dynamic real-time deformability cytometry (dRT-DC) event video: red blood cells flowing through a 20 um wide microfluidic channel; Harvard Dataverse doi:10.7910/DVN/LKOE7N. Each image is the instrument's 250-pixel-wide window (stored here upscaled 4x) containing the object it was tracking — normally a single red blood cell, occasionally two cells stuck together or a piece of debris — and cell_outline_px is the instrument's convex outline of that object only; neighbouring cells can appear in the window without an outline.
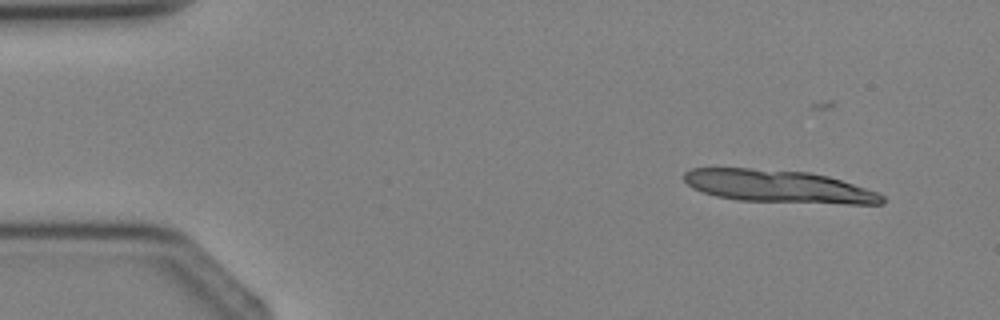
{"species": "Egyptian fruit bat (a non-hibernating species)", "species_latin": "Rousettus aegyptiacus", "temperature_condition": "cold", "stored_images_in_passage": 3, "segment_of_instrument_passage": [2, 2], "camera_frame_rate_fps": 3000, "um_per_image_px": 0.085, "animal": {"sex": "female"}, "frame": {"image": 1, "passage_image": 3, "time_ms": 2.333, "image_size_px": [1000, 320], "cell_outline_px": [[884, 204], [844, 204], [740, 200], [716, 196], [692, 188], [684, 180], [684, 172], [692, 168], [748, 168], [808, 172], [828, 176], [876, 192], [884, 196]], "centroid_in_image_um": [66.16, 15.84], "position_along_channel_um": 18.8, "area_um2": 37.34}}